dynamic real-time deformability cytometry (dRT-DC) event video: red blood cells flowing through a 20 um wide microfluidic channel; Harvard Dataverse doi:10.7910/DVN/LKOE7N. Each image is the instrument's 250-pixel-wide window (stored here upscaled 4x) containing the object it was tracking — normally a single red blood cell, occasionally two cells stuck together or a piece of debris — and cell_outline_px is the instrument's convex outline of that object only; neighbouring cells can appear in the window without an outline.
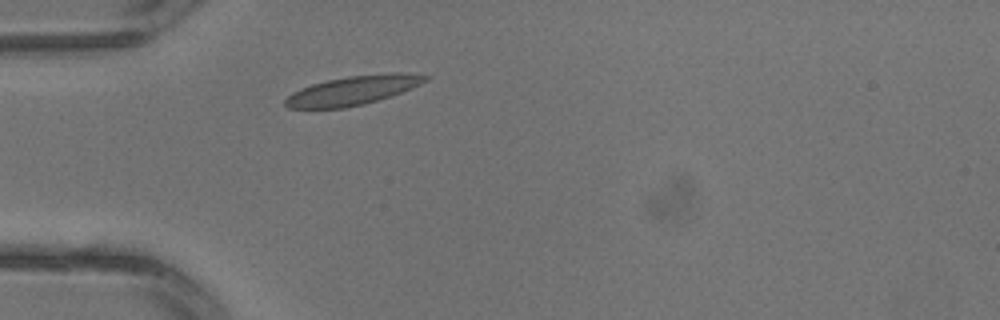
{"species": "common noctule bat (a hibernating species)", "species_latin": "Nyctalus noctula", "temperature_condition": "warm", "stored_images_in_passage": 3, "camera_frame_rate_fps": 3000, "um_per_image_px": 0.085, "animal": {"sex": "male", "body_mass_g": 13.3}, "frame": {"image": 1, "passage_image": 3, "time_ms": 0.667, "image_size_px": [1000, 320], "cell_outline_px": [[432, 76], [428, 80], [420, 84], [400, 92], [364, 104], [344, 108], [288, 108], [284, 104], [284, 100], [292, 92], [300, 88], [312, 84], [328, 80], [348, 76], [392, 72], [408, 72]], "centroid_in_image_um": [30.0, 7.67], "position_along_channel_um": 55.0, "area_um2": 23.64}}